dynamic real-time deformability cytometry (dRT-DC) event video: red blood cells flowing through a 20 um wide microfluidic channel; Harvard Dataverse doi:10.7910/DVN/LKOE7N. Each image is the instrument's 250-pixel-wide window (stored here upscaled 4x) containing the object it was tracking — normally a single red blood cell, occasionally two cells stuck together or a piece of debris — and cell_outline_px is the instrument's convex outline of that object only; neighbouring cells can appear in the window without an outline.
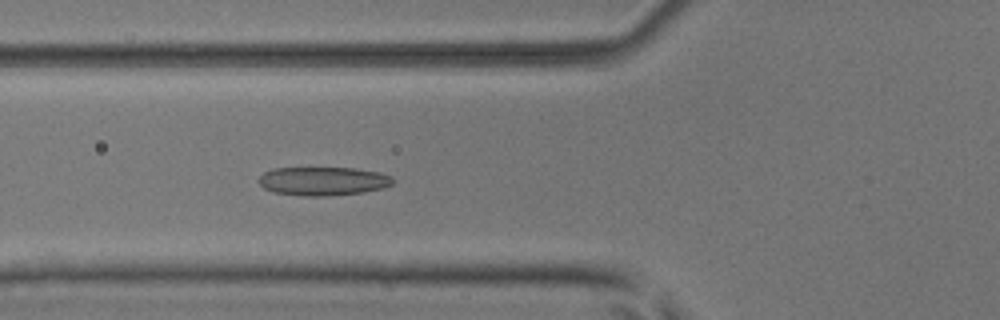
{"species": "common noctule bat (a hibernating species)", "species_latin": "Nyctalus noctula", "temperature_condition": "room temperature", "stored_images_in_passage": 45, "camera_frame_rate_fps": 3000, "um_per_image_px": 0.085, "animal": {"sex": "male", "body_mass_g": 17.9, "forearm_length_mm": 54.2}, "frame": {"image": 1, "passage_image": 20, "time_ms": 6.333, "image_size_px": [1000, 320], "cell_outline_px": [[392, 184], [384, 188], [364, 192], [328, 196], [304, 196], [272, 192], [264, 188], [260, 184], [260, 176], [264, 172], [272, 168], [356, 168], [380, 172], [392, 176]], "centroid_in_image_um": [27.47, 15.39], "position_along_channel_um": 98.3, "area_um2": 22.48}}
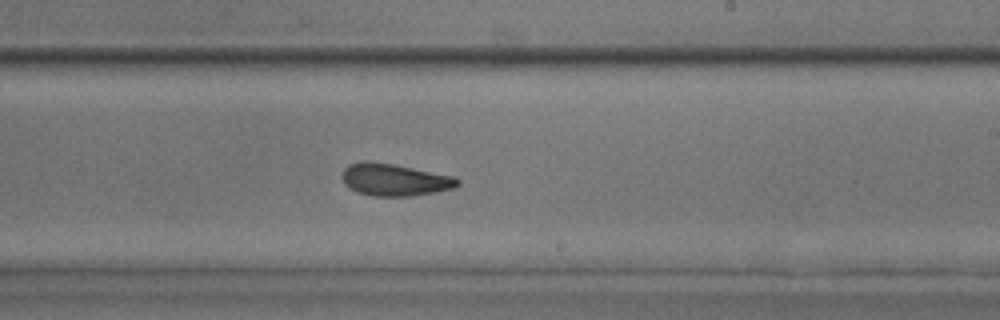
{"frame": {"image": 2, "passage_image": 32, "time_ms": 10.333, "image_size_px": [1000, 320], "cell_outline_px": [[460, 184], [452, 188], [436, 192], [412, 196], [372, 196], [356, 192], [344, 184], [340, 176], [344, 168], [348, 164], [368, 160], [392, 164], [452, 176], [460, 180]], "centroid_in_image_um": [33.48, 15.28], "position_along_channel_um": 255.5, "area_um2": 21.68}}
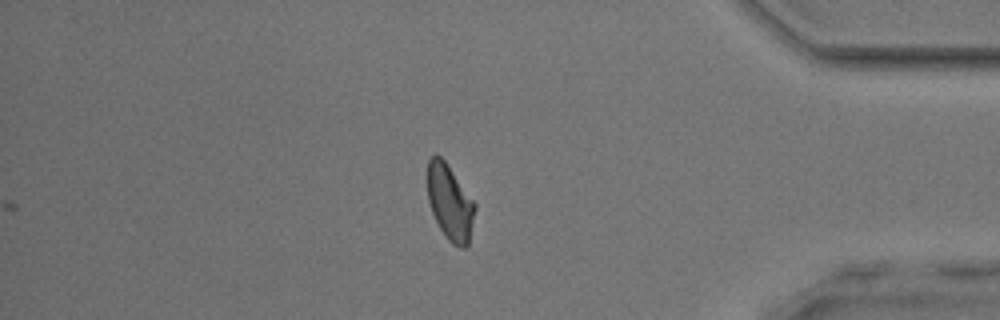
{"frame": {"image": 3, "passage_image": 45, "time_ms": 14.667, "image_size_px": [1000, 320], "cell_outline_px": [[476, 208], [468, 248], [460, 248], [452, 244], [448, 240], [440, 228], [432, 212], [428, 200], [428, 160], [436, 152], [444, 160], [476, 204]], "centroid_in_image_um": [38.26, 17.24], "position_along_channel_um": 396.9, "area_um2": 20.81}, "authors_computed_cell_mechanics": {"area_um2": 22.0796, "velocity_mm_per_s": 3.9425, "shape_relaxation_time_tau1_ms": 4.3592, "shape_relaxation_time_tau2_ms": 1.9675, "deformation_change_tau1": 0.1252, "deformation_change_tau2": 0.0782}}